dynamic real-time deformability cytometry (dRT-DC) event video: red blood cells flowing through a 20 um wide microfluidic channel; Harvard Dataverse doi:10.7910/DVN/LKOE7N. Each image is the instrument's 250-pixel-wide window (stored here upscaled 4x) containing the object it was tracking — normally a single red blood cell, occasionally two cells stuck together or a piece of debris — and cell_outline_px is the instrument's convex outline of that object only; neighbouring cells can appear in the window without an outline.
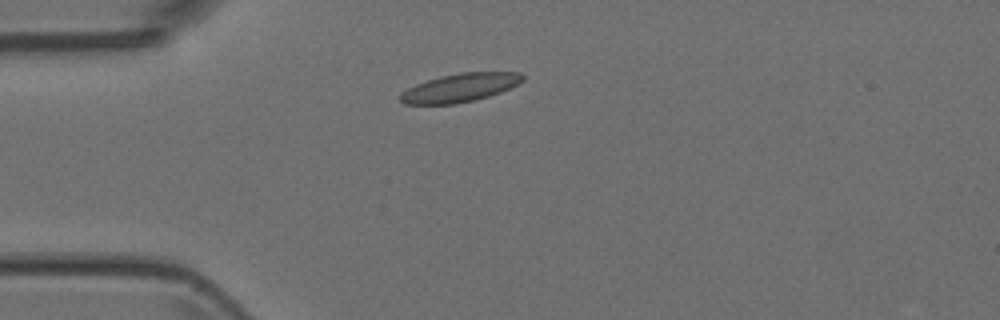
{"species": "Egyptian fruit bat (a non-hibernating species)", "species_latin": "Rousettus aegyptiacus", "temperature_condition": "room temperature", "stored_images_in_passage": 6, "camera_frame_rate_fps": 3000, "um_per_image_px": 0.085, "animal": {"sex": "female"}, "frame": {"image": 1, "passage_image": 2, "time_ms": 0.333, "image_size_px": [1000, 320], "cell_outline_px": [[524, 80], [520, 84], [500, 92], [488, 96], [456, 104], [404, 104], [400, 100], [400, 92], [416, 84], [440, 76], [460, 72], [520, 72], [524, 76]], "centroid_in_image_um": [39.11, 7.45], "position_along_channel_um": 45.9, "area_um2": 20.29}}
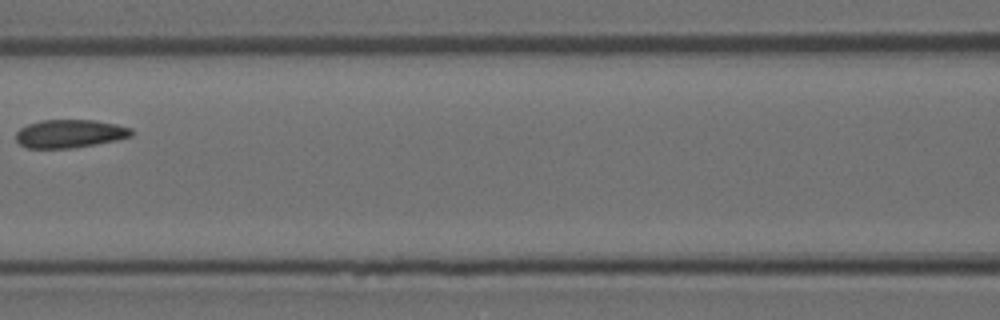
{"frame": {"image": 2, "passage_image": 5, "time_ms": 1.333, "image_size_px": [1000, 320], "cell_outline_px": [[132, 136], [116, 140], [96, 144], [72, 148], [28, 148], [20, 144], [16, 140], [16, 132], [20, 128], [28, 124], [40, 120], [96, 120], [116, 124], [132, 128]], "centroid_in_image_um": [5.93, 11.36], "position_along_channel_um": 160.7, "area_um2": 19.02}}
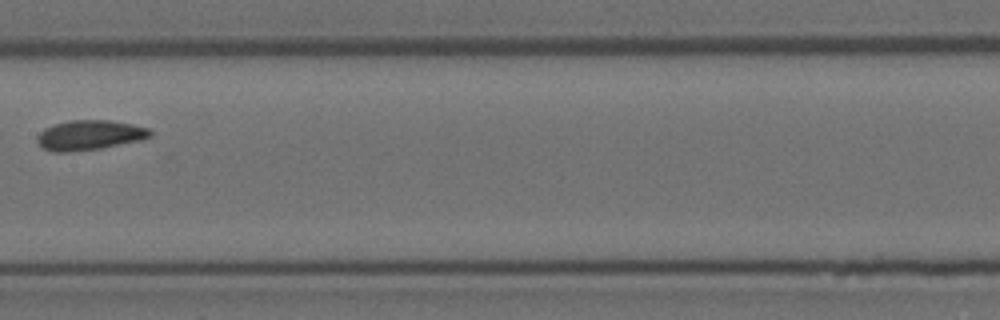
{"frame": {"image": 3, "passage_image": 6, "time_ms": 1.667, "image_size_px": [1000, 320], "cell_outline_px": [[152, 136], [140, 140], [100, 148], [64, 152], [52, 152], [44, 148], [36, 140], [36, 136], [44, 128], [68, 120], [112, 120], [132, 124], [148, 128], [152, 132]], "centroid_in_image_um": [7.61, 11.47], "position_along_channel_um": 199.8, "area_um2": 19.54}}